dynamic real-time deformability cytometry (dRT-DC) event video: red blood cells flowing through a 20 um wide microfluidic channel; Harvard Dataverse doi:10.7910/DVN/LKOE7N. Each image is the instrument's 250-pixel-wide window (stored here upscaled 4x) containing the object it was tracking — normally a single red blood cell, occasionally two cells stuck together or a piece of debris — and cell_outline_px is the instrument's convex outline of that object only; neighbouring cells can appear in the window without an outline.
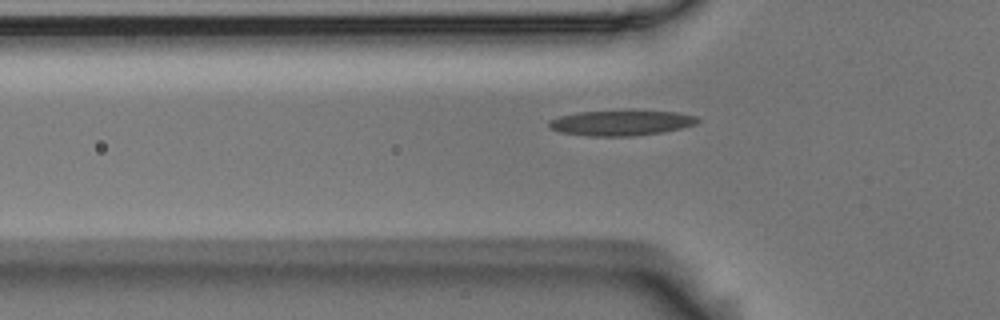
{"species": "Egyptian fruit bat (a non-hibernating species)", "species_latin": "Rousettus aegyptiacus", "temperature_condition": "room temperature", "stored_images_in_passage": 41, "camera_frame_rate_fps": 3000, "um_per_image_px": 0.085, "animal": {"sex": "male"}, "frame": {"image": 1, "passage_image": 7, "time_ms": 2.0, "image_size_px": [1000, 320], "cell_outline_px": [[700, 120], [696, 124], [664, 132], [632, 136], [588, 136], [560, 132], [548, 128], [548, 120], [560, 116], [576, 112], [632, 108], [676, 112], [696, 116]], "centroid_in_image_um": [52.79, 10.4], "position_along_channel_um": 73.0, "area_um2": 22.95}}
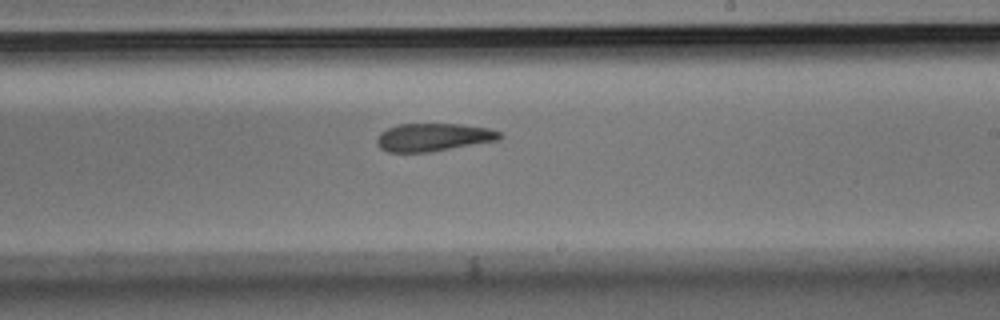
{"frame": {"image": 2, "passage_image": 22, "time_ms": 7.0, "image_size_px": [1000, 320], "cell_outline_px": [[504, 136], [500, 140], [428, 152], [388, 152], [380, 148], [376, 144], [376, 140], [380, 132], [396, 124], [460, 124], [488, 128], [500, 132]], "centroid_in_image_um": [36.83, 11.66], "position_along_channel_um": 252.2, "area_um2": 20.06}}
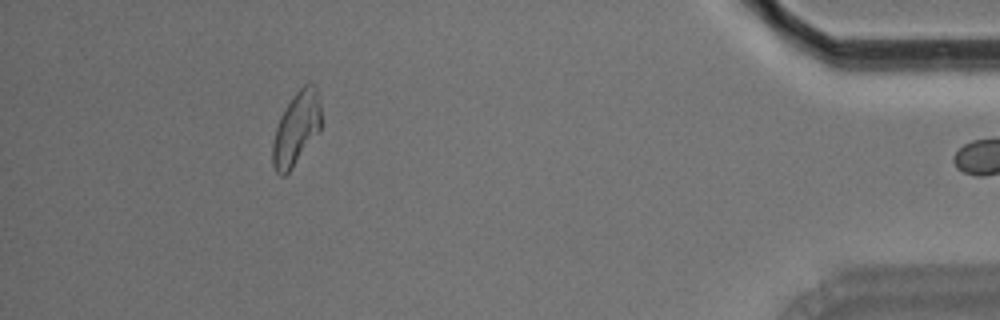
{"frame": {"image": 3, "passage_image": 40, "time_ms": 13.0, "image_size_px": [1000, 320], "cell_outline_px": [[320, 128], [292, 168], [284, 176], [280, 176], [276, 172], [272, 164], [272, 144], [276, 128], [280, 116], [292, 96], [304, 84], [316, 84], [320, 100]], "centroid_in_image_um": [25.16, 10.91], "position_along_channel_um": 410.0, "area_um2": 20.46}}